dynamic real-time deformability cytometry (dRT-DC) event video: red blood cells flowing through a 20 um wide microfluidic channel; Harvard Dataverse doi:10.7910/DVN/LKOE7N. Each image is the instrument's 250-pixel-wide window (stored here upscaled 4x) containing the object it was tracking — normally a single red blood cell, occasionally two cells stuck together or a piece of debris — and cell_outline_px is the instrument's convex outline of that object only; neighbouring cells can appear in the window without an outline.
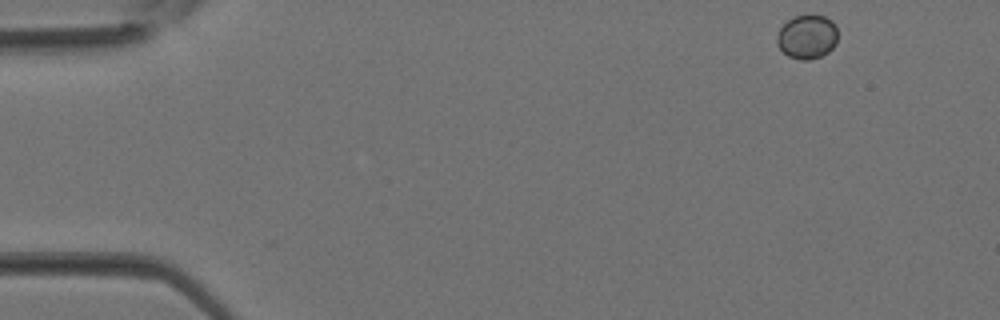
{"species": "Egyptian fruit bat (a non-hibernating species)", "species_latin": "Rousettus aegyptiacus", "temperature_condition": "room temperature", "stored_images_in_passage": 21, "camera_frame_rate_fps": 3000, "um_per_image_px": 0.085, "animal": {"sex": "female"}, "frame": {"image": 1, "passage_image": 1, "time_ms": 0.0, "image_size_px": [1000, 320], "cell_outline_px": [[836, 44], [828, 52], [820, 56], [808, 60], [800, 60], [788, 56], [776, 44], [776, 36], [780, 28], [792, 16], [824, 16], [832, 20], [836, 28]], "centroid_in_image_um": [68.58, 3.14], "position_along_channel_um": 16.4, "area_um2": 15.49}}
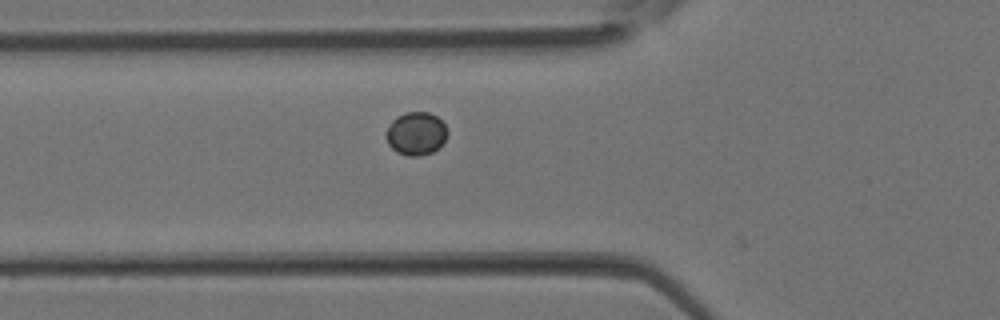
{"frame": {"image": 2, "passage_image": 11, "time_ms": 3.333, "image_size_px": [1000, 320], "cell_outline_px": [[448, 132], [444, 140], [432, 152], [420, 156], [408, 156], [396, 152], [388, 144], [388, 128], [392, 120], [396, 116], [404, 112], [428, 112], [436, 116], [444, 124]], "centroid_in_image_um": [35.36, 11.34], "position_along_channel_um": 90.4, "area_um2": 15.14}}
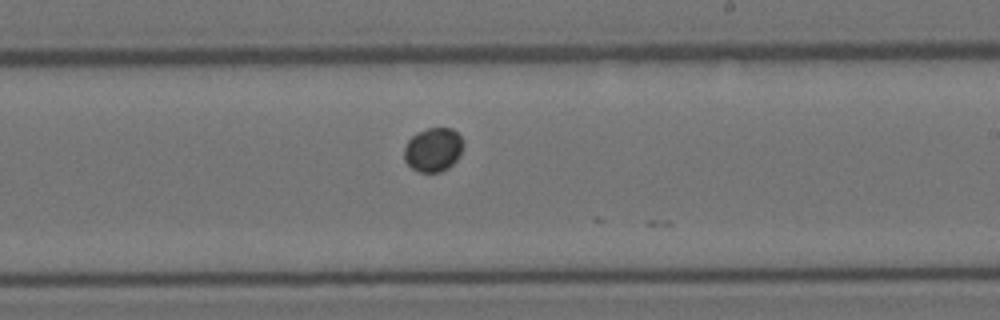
{"frame": {"image": 3, "passage_image": 20, "time_ms": 6.333, "image_size_px": [1000, 320], "cell_outline_px": [[464, 144], [460, 156], [448, 168], [440, 172], [420, 172], [412, 168], [404, 160], [404, 148], [408, 140], [416, 132], [428, 128], [452, 128], [460, 136]], "centroid_in_image_um": [36.82, 12.72], "position_along_channel_um": 252.2, "area_um2": 15.2}}